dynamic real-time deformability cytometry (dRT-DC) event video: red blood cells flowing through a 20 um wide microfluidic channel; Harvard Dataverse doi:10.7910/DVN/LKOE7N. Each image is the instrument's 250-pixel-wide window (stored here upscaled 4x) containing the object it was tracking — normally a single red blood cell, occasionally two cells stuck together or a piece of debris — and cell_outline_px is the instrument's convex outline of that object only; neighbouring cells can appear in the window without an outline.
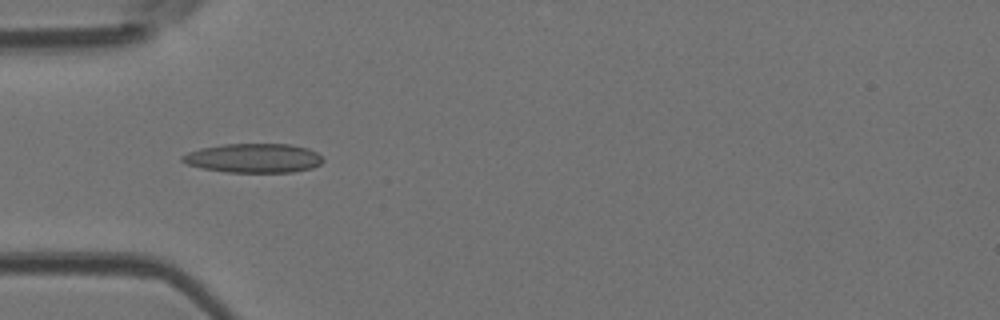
{"species": "Egyptian fruit bat (a non-hibernating species)", "species_latin": "Rousettus aegyptiacus", "temperature_condition": "room temperature", "stored_images_in_passage": 7, "camera_frame_rate_fps": 3000, "um_per_image_px": 0.085, "animal": {"sex": "female"}, "frame": {"image": 1, "passage_image": 5, "time_ms": 1.333, "image_size_px": [1000, 320], "cell_outline_px": [[324, 160], [320, 164], [312, 168], [292, 172], [224, 172], [204, 168], [188, 164], [180, 160], [180, 156], [188, 152], [200, 148], [224, 144], [292, 144], [308, 148], [316, 152]], "centroid_in_image_um": [21.55, 13.43], "position_along_channel_um": 63.4, "area_um2": 23.93}}
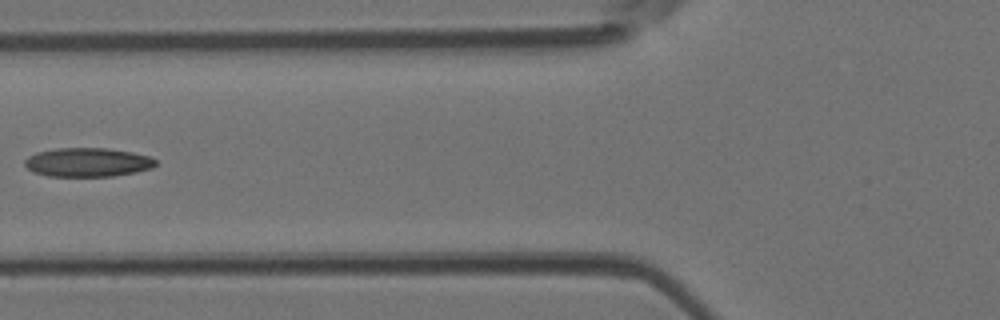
{"frame": {"image": 2, "passage_image": 6, "time_ms": 1.667, "image_size_px": [1000, 320], "cell_outline_px": [[156, 164], [152, 168], [136, 172], [112, 176], [48, 176], [32, 172], [24, 164], [24, 160], [28, 156], [36, 152], [56, 148], [108, 148], [132, 152], [148, 156], [156, 160]], "centroid_in_image_um": [7.42, 13.79], "position_along_channel_um": 118.4, "area_um2": 22.14}}
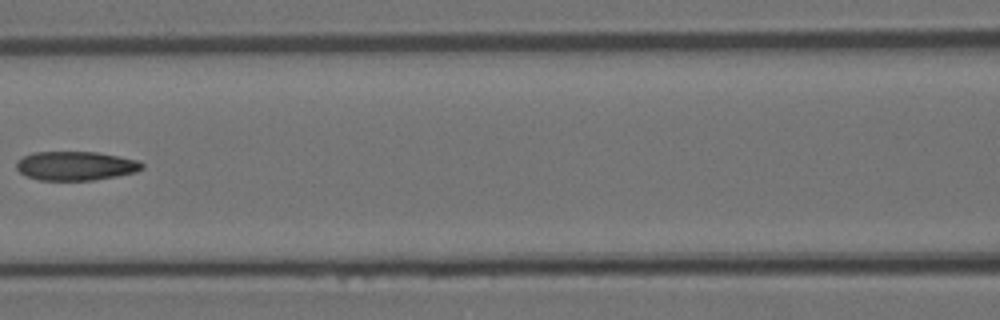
{"frame": {"image": 3, "passage_image": 7, "time_ms": 2.0, "image_size_px": [1000, 320], "cell_outline_px": [[144, 168], [136, 172], [116, 176], [92, 180], [40, 180], [28, 176], [20, 172], [16, 168], [16, 160], [32, 152], [96, 152], [136, 160], [144, 164]], "centroid_in_image_um": [6.41, 14.09], "position_along_channel_um": 160.2, "area_um2": 21.1}}